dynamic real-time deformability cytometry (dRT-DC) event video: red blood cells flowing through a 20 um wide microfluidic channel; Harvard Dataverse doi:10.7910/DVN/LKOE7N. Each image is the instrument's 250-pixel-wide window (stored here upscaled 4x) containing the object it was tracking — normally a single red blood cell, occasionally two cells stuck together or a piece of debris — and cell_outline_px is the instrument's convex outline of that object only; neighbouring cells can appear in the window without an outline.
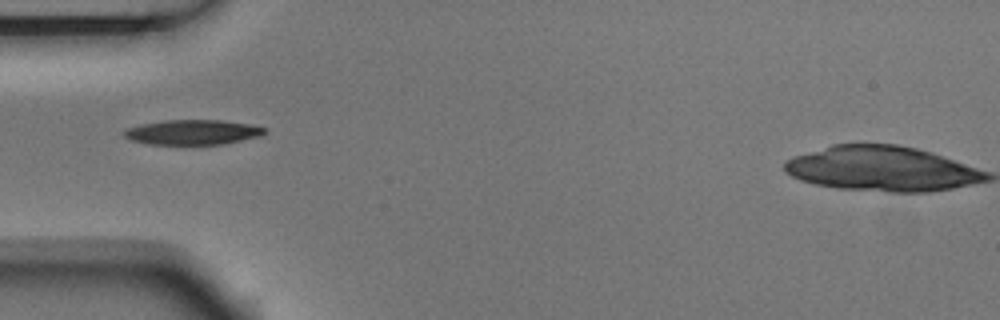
{"species": "Egyptian fruit bat (a non-hibernating species)", "species_latin": "Rousettus aegyptiacus", "temperature_condition": "room temperature", "stored_images_in_passage": 3, "camera_frame_rate_fps": 3000, "um_per_image_px": 0.085, "animal": {"sex": "male"}, "frame": {"image": 1, "passage_image": 1, "time_ms": 0.0, "image_size_px": [1000, 320], "cell_outline_px": [[268, 128], [260, 136], [220, 144], [148, 144], [132, 140], [124, 136], [124, 132], [128, 128], [140, 124], [164, 120], [220, 120], [252, 124]], "centroid_in_image_um": [16.39, 11.22], "position_along_channel_um": 68.6, "area_um2": 20.23}}
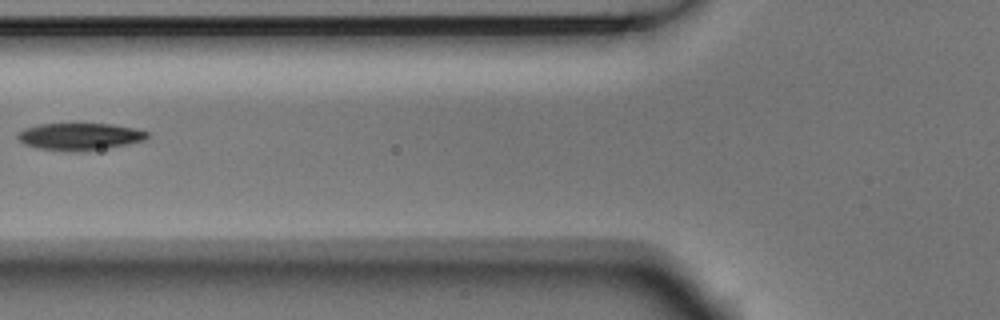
{"frame": {"image": 2, "passage_image": 2, "time_ms": 0.333, "image_size_px": [1000, 320], "cell_outline_px": [[148, 136], [144, 140], [128, 144], [108, 148], [80, 152], [72, 152], [36, 148], [24, 144], [16, 136], [24, 128], [40, 124], [112, 124], [132, 128], [148, 132]], "centroid_in_image_um": [6.76, 11.62], "position_along_channel_um": 119.0, "area_um2": 20.46}}
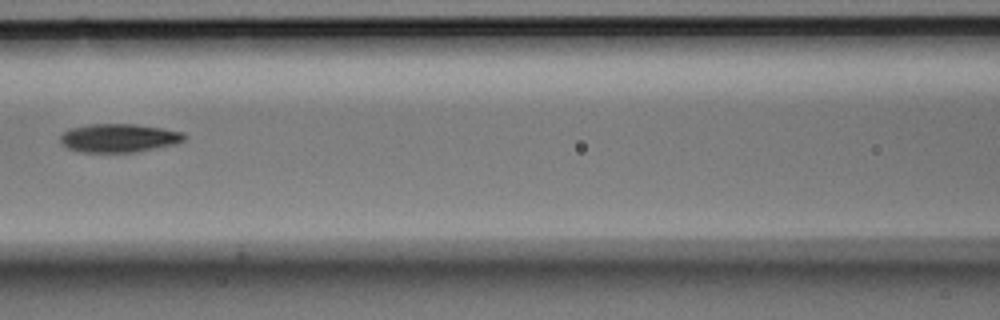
{"frame": {"image": 3, "passage_image": 3, "time_ms": 0.667, "image_size_px": [1000, 320], "cell_outline_px": [[184, 140], [172, 144], [136, 152], [80, 152], [68, 148], [60, 140], [60, 136], [64, 132], [72, 128], [88, 124], [136, 124], [184, 132]], "centroid_in_image_um": [10.08, 11.72], "position_along_channel_um": 156.5, "area_um2": 20.29}}